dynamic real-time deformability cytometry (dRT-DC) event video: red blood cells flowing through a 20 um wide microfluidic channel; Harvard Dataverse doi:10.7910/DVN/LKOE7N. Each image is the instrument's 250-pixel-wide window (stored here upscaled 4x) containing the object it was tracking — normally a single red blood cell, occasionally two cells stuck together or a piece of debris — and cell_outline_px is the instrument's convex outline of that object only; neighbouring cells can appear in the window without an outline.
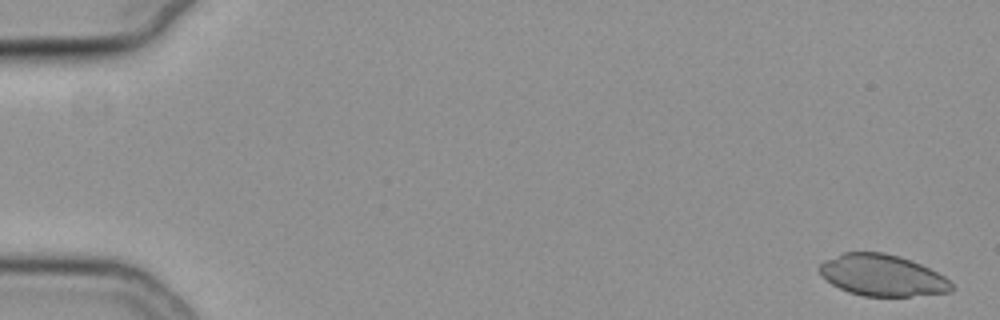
{"species": "common noctule bat (a hibernating species)", "species_latin": "Nyctalus noctula", "temperature_condition": "cold", "stored_images_in_passage": 56, "camera_frame_rate_fps": 3000, "um_per_image_px": 0.085, "animal": {"sex": "female", "body_mass_g": 19.3, "forearm_length_mm": 54.1}, "frame": {"image": 1, "passage_image": 2, "time_ms": 0.333, "image_size_px": [1000, 320], "cell_outline_px": [[956, 288], [952, 292], [908, 296], [864, 296], [848, 292], [832, 284], [820, 272], [820, 264], [824, 260], [844, 252], [884, 252], [900, 256], [912, 260], [944, 276]], "centroid_in_image_um": [75.02, 23.4], "position_along_channel_um": 10.0, "area_um2": 31.79}}